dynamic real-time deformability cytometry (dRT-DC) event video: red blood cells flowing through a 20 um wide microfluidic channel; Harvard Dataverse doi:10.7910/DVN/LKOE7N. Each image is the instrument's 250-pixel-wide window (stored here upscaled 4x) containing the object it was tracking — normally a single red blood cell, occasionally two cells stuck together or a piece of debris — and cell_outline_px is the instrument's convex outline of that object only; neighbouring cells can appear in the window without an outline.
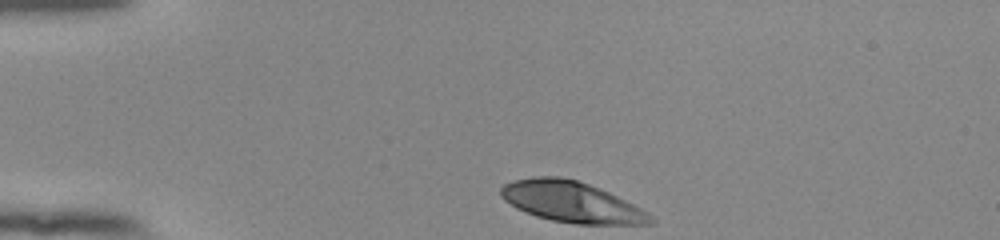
{"species": "human", "species_latin": "Homo sapiens", "temperature_condition": "room temperature", "stored_images_in_passage": 35, "camera_frame_rate_fps": 3000, "um_per_image_px": 0.085, "donor": {"sex": "female"}, "frame": {"image": 1, "passage_image": 1, "time_ms": 0.0, "image_size_px": [1000, 240], "cell_outline_px": [[656, 220], [652, 224], [576, 224], [552, 220], [536, 216], [524, 212], [516, 208], [504, 200], [500, 196], [500, 188], [504, 184], [512, 180], [532, 176], [560, 176], [576, 180], [600, 188], [648, 212]], "centroid_in_image_um": [48.54, 17.16], "position_along_channel_um": 36.5, "area_um2": 35.66}}
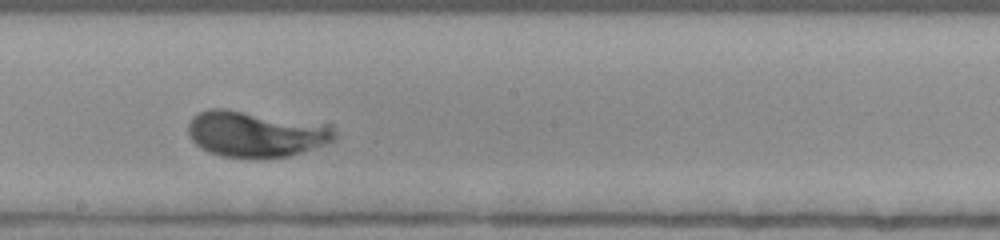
{"frame": {"image": 2, "passage_image": 20, "time_ms": 6.333, "image_size_px": [1000, 240], "cell_outline_px": [[336, 140], [288, 156], [256, 160], [224, 156], [208, 152], [200, 148], [192, 140], [188, 132], [188, 124], [192, 116], [208, 108], [224, 108], [332, 124], [336, 132]], "centroid_in_image_um": [21.75, 11.39], "position_along_channel_um": 226.5, "area_um2": 40.0}}
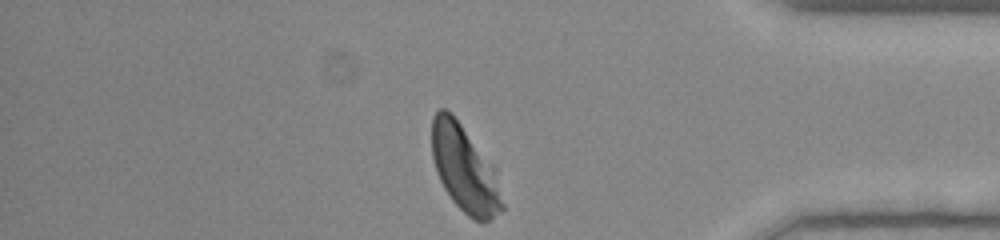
{"frame": {"image": 3, "passage_image": 35, "time_ms": 11.333, "image_size_px": [1000, 240], "cell_outline_px": [[504, 208], [488, 220], [476, 220], [468, 216], [452, 200], [444, 188], [436, 172], [432, 156], [432, 116], [440, 108], [444, 108], [452, 112], [496, 168], [504, 204]], "centroid_in_image_um": [39.5, 14.31], "position_along_channel_um": 395.7, "area_um2": 35.6}}